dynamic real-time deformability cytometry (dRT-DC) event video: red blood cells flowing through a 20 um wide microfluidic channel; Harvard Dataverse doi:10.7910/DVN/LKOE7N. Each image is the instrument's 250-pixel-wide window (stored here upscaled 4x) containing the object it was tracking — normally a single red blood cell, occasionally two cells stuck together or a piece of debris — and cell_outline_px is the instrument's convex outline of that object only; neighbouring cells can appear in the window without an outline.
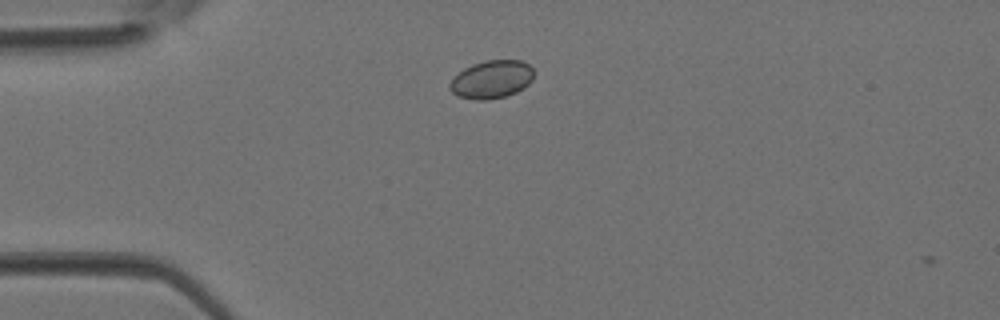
{"species": "Egyptian fruit bat (a non-hibernating species)", "species_latin": "Rousettus aegyptiacus", "temperature_condition": "room temperature", "stored_images_in_passage": 2, "camera_frame_rate_fps": 3000, "um_per_image_px": 0.085, "animal": {"sex": "female"}, "frame": {"image": 1, "passage_image": 2, "time_ms": 0.333, "image_size_px": [1000, 320], "cell_outline_px": [[532, 80], [524, 88], [516, 92], [504, 96], [488, 100], [476, 100], [460, 96], [452, 92], [448, 88], [448, 84], [464, 68], [472, 64], [488, 60], [520, 60], [528, 64], [532, 68]], "centroid_in_image_um": [41.78, 6.75], "position_along_channel_um": 43.2, "area_um2": 18.44}}